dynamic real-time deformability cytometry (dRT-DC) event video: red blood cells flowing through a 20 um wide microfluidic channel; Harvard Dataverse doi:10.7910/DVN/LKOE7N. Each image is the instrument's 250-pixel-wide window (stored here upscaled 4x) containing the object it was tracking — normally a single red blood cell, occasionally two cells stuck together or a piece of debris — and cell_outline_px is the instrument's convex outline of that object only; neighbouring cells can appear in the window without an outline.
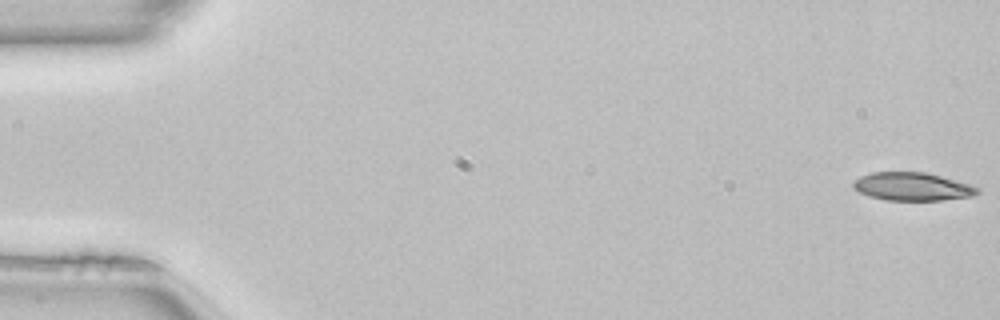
{"species": "common noctule bat (a hibernating species)", "species_latin": "Nyctalus noctula", "temperature_condition": "room temperature", "stored_images_in_passage": 50, "camera_frame_rate_fps": 3000, "um_per_image_px": 0.085, "animal": {"sex": "female", "body_mass_g": 22.7, "forearm_length_mm": 54.2}, "frame": {"image": 1, "passage_image": 1, "time_ms": 0.0, "image_size_px": [1000, 320], "cell_outline_px": [[980, 192], [972, 196], [940, 200], [884, 200], [868, 196], [860, 192], [852, 184], [860, 176], [872, 172], [924, 172], [940, 176], [968, 184], [980, 188]], "centroid_in_image_um": [77.54, 15.86], "position_along_channel_um": 7.5, "area_um2": 20.11}}
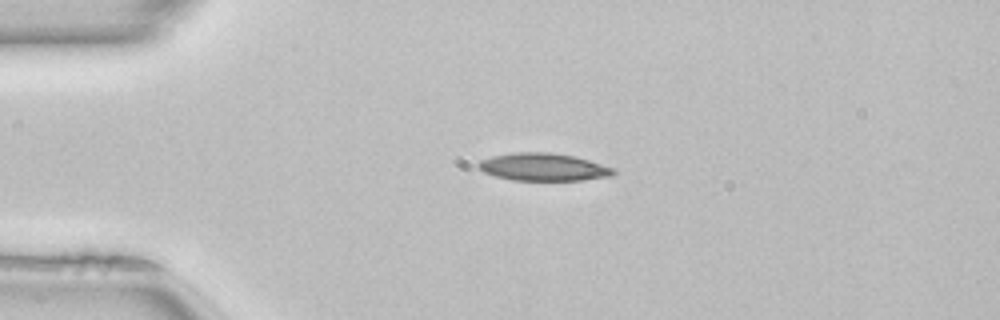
{"frame": {"image": 2, "passage_image": 12, "time_ms": 3.667, "image_size_px": [1000, 320], "cell_outline_px": [[616, 172], [612, 176], [584, 180], [512, 180], [496, 176], [484, 172], [476, 164], [480, 160], [492, 156], [516, 152], [548, 152], [572, 156], [588, 160], [616, 168]], "centroid_in_image_um": [46.21, 14.2], "position_along_channel_um": 38.8, "area_um2": 21.68}}